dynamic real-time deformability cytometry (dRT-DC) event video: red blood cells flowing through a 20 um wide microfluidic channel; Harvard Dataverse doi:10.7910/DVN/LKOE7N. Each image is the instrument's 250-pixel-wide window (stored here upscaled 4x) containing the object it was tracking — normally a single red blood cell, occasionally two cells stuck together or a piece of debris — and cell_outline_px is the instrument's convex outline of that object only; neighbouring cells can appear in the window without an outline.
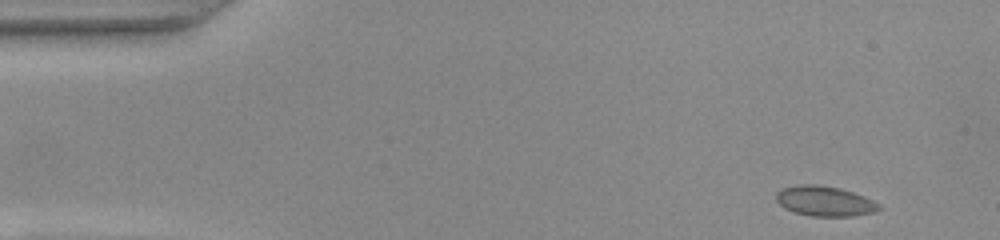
{"species": "common noctule bat (a hibernating species)", "species_latin": "Nyctalus noctula", "temperature_condition": "warm", "stored_images_in_passage": 50, "camera_frame_rate_fps": 3000, "um_per_image_px": 0.085, "animal": {"sex": "female", "body_mass_g": 22.0, "forearm_length_mm": 56.7}, "frame": {"image": 1, "passage_image": 1, "time_ms": 0.0, "image_size_px": [1000, 240], "cell_outline_px": [[884, 208], [876, 212], [856, 216], [808, 216], [784, 208], [776, 200], [776, 192], [784, 188], [800, 184], [816, 184], [840, 188], [864, 196], [880, 204]], "centroid_in_image_um": [70.14, 17.1], "position_along_channel_um": 14.9, "area_um2": 18.15}}
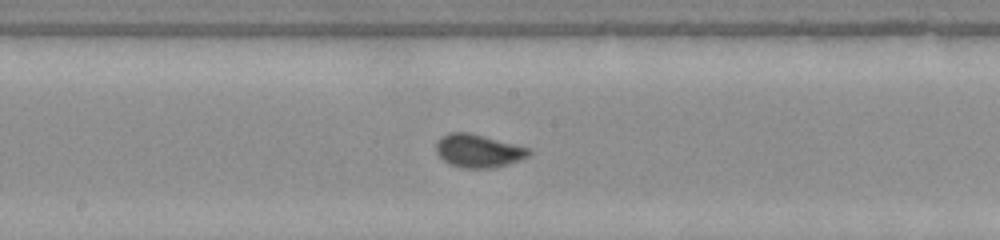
{"frame": {"image": 2, "passage_image": 24, "time_ms": 7.667, "image_size_px": [1000, 240], "cell_outline_px": [[532, 152], [528, 156], [520, 160], [508, 164], [492, 168], [460, 168], [444, 160], [436, 152], [436, 144], [440, 136], [448, 132], [468, 132], [532, 148]], "centroid_in_image_um": [40.68, 12.81], "position_along_channel_um": 207.5, "area_um2": 18.03}}
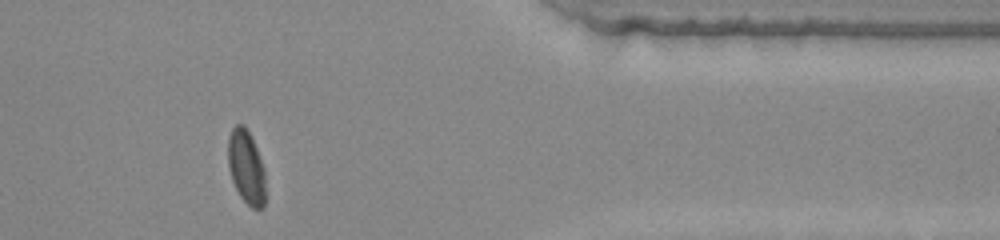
{"frame": {"image": 3, "passage_image": 40, "time_ms": 13.0, "image_size_px": [1000, 240], "cell_outline_px": [[264, 208], [252, 208], [240, 196], [232, 180], [228, 164], [228, 136], [232, 128], [236, 124], [244, 124], [256, 148], [264, 168]], "centroid_in_image_um": [20.91, 14.18], "position_along_channel_um": 390.5, "area_um2": 15.84}, "authors_computed_cell_mechanics": {"area_um2": 16.9932, "velocity_mm_per_s": 3.8834, "shape_relaxation_time_tau1_ms": 3.8158, "shape_relaxation_time_tau2_ms": null, "deformation_change_tau1": 0.1152, "deformation_change_tau2": null}}